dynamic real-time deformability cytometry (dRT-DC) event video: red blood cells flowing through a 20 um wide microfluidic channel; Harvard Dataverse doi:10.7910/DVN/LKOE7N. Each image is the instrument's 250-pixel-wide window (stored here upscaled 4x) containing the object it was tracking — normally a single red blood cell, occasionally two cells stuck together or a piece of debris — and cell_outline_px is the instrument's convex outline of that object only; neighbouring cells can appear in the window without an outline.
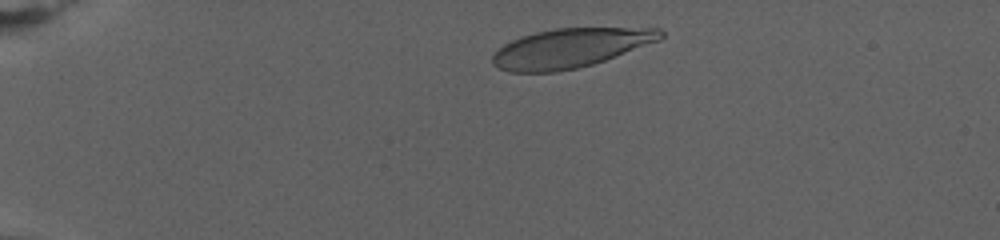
{"species": "human", "species_latin": "Homo sapiens", "temperature_condition": "warm", "stored_images_in_passage": 54, "camera_frame_rate_fps": 3000, "um_per_image_px": 0.085, "donor": {"sex": "female"}, "frame": {"image": 1, "passage_image": 3, "time_ms": 0.667, "image_size_px": [1000, 240], "cell_outline_px": [[664, 36], [660, 40], [604, 60], [592, 64], [576, 68], [556, 72], [508, 72], [496, 68], [492, 64], [492, 56], [504, 44], [512, 40], [536, 32], [556, 28], [660, 28], [664, 32]], "centroid_in_image_um": [48.46, 4.09], "position_along_channel_um": 36.5, "area_um2": 38.15}}
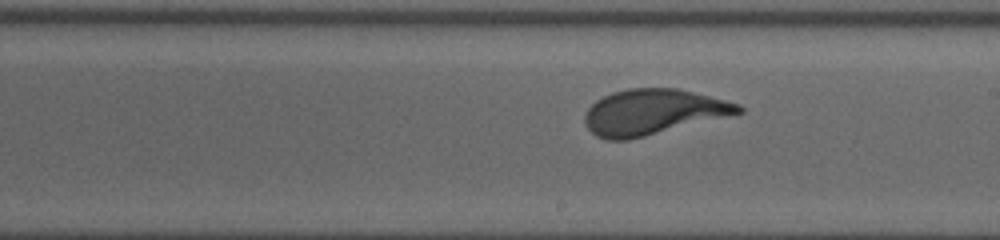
{"frame": {"image": 2, "passage_image": 32, "time_ms": 10.333, "image_size_px": [1000, 240], "cell_outline_px": [[744, 112], [628, 140], [608, 140], [596, 136], [588, 128], [584, 120], [584, 116], [588, 108], [596, 100], [612, 92], [628, 88], [676, 88], [740, 104], [744, 108]], "centroid_in_image_um": [55.47, 9.52], "position_along_channel_um": 233.5, "area_um2": 40.29}}
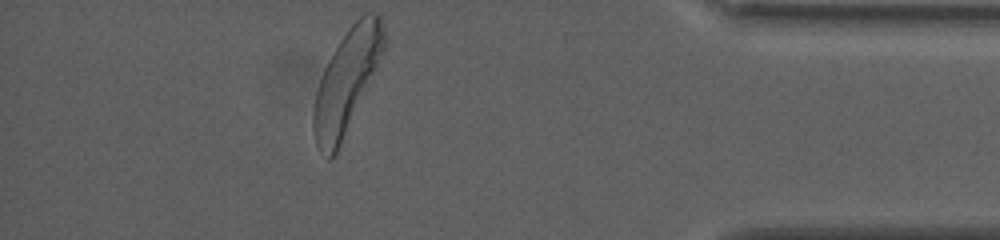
{"frame": {"image": 3, "passage_image": 54, "time_ms": 17.667, "image_size_px": [1000, 240], "cell_outline_px": [[388, 40], [376, 68], [336, 156], [332, 160], [328, 160], [316, 144], [312, 128], [312, 112], [316, 92], [324, 68], [328, 60], [340, 40], [348, 28], [364, 12], [376, 12], [380, 16]], "centroid_in_image_um": [29.46, 6.92], "position_along_channel_um": 405.7, "area_um2": 42.25}}